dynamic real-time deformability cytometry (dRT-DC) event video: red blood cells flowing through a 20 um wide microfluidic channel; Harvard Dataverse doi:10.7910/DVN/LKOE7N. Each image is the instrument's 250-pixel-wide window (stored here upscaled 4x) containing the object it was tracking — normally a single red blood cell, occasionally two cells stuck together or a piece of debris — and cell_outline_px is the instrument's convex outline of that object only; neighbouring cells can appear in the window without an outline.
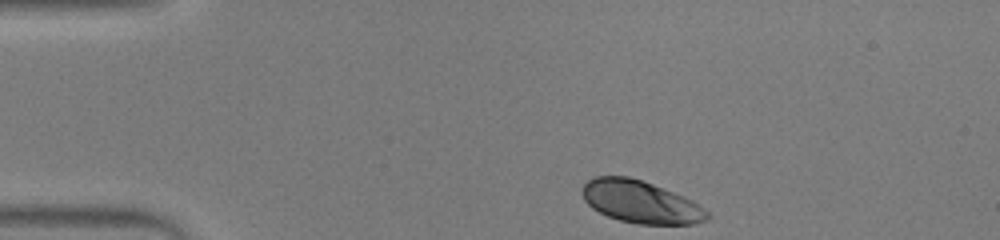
{"species": "human", "species_latin": "Homo sapiens", "temperature_condition": "warm", "stored_images_in_passage": 39, "camera_frame_rate_fps": 3000, "um_per_image_px": 0.085, "donor": {"sex": "male"}, "frame": {"image": 1, "passage_image": 1, "time_ms": 0.0, "image_size_px": [1000, 240], "cell_outline_px": [[712, 216], [708, 220], [692, 224], [636, 224], [620, 220], [608, 216], [592, 208], [584, 200], [580, 192], [584, 184], [592, 176], [628, 176], [652, 184], [684, 196], [692, 200], [704, 208]], "centroid_in_image_um": [54.45, 17.16], "position_along_channel_um": 30.6, "area_um2": 30.98}}
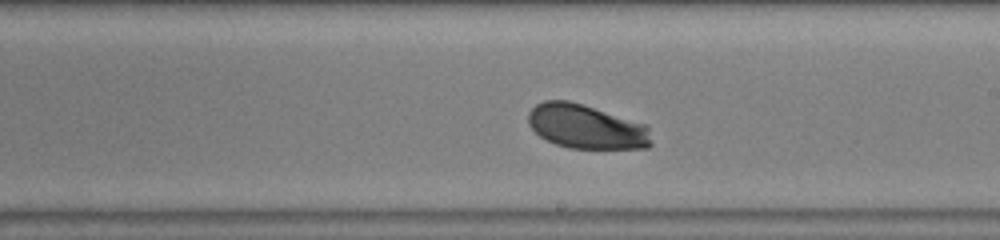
{"frame": {"image": 2, "passage_image": 22, "time_ms": 7.0, "image_size_px": [1000, 240], "cell_outline_px": [[652, 144], [648, 148], [568, 148], [556, 144], [540, 136], [528, 124], [528, 112], [536, 104], [544, 100], [568, 100], [584, 104], [648, 124]], "centroid_in_image_um": [49.86, 10.75], "position_along_channel_um": 239.1, "area_um2": 32.02}}
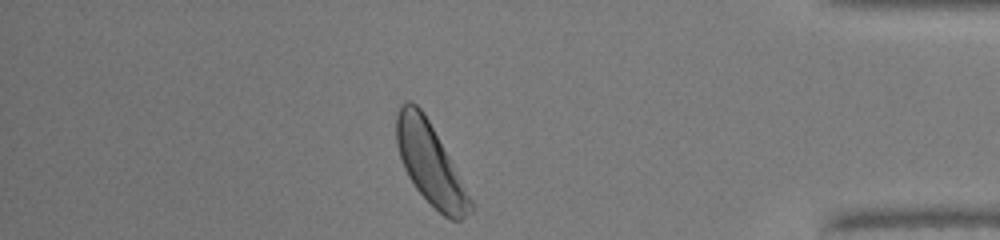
{"frame": {"image": 3, "passage_image": 37, "time_ms": 12.0, "image_size_px": [1000, 240], "cell_outline_px": [[472, 208], [460, 220], [452, 220], [444, 216], [416, 188], [408, 176], [404, 168], [396, 144], [396, 116], [400, 104], [404, 100], [408, 100], [416, 104], [424, 112], [472, 200]], "centroid_in_image_um": [36.51, 13.86], "position_along_channel_um": 398.7, "area_um2": 33.99}, "authors_computed_cell_mechanics": {"area_um2": 31.5588, "velocity_mm_per_s": 3.8773, "shape_relaxation_time_tau1_ms": 1.3226, "shape_relaxation_time_tau2_ms": null, "deformation_change_tau1": 0.0994, "deformation_change_tau2": null}}